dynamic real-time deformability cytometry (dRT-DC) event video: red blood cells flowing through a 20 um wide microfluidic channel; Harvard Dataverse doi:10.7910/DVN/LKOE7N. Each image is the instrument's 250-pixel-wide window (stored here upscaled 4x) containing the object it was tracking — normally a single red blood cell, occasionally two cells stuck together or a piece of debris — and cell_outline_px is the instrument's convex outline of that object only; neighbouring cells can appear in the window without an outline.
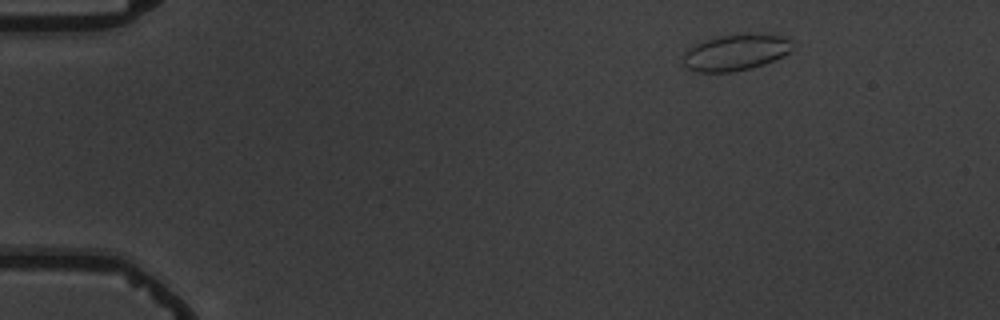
{"species": "common noctule bat (a hibernating species)", "species_latin": "Nyctalus noctula", "temperature_condition": "warm", "stored_images_in_passage": 3, "camera_frame_rate_fps": 3000, "um_per_image_px": 0.085, "animal": {"sex": "male", "body_mass_g": 19.5, "forearm_length_mm": 54.6}, "frame": {"image": 1, "passage_image": 1, "time_ms": 0.0, "image_size_px": [1000, 320], "cell_outline_px": [[796, 44], [788, 52], [764, 64], [752, 68], [732, 72], [696, 72], [688, 68], [684, 64], [684, 52], [688, 48], [696, 44], [720, 36], [736, 32], [748, 32], [780, 36], [796, 40]], "centroid_in_image_um": [62.57, 4.43], "position_along_channel_um": 22.4, "area_um2": 23.35}}